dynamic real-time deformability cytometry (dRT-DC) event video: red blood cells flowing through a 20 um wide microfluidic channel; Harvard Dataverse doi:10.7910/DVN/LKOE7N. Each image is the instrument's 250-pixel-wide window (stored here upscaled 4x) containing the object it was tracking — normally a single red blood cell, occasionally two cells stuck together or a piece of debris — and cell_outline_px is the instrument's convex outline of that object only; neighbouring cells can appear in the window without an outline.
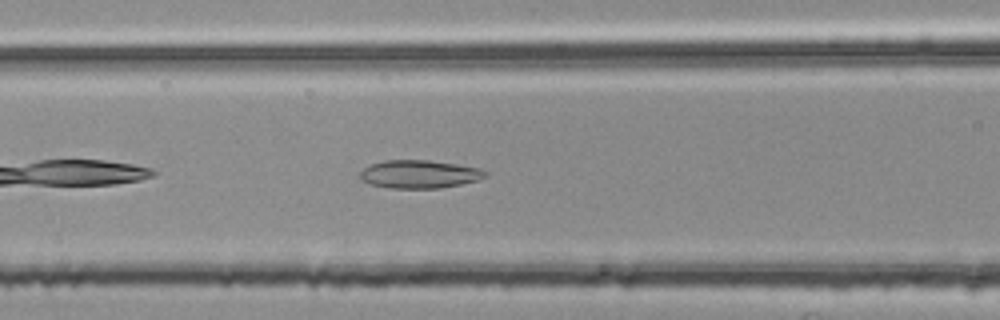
{"species": "common noctule bat (a hibernating species)", "species_latin": "Nyctalus noctula", "temperature_condition": "room temperature", "stored_images_in_passage": 31, "camera_frame_rate_fps": 3000, "um_per_image_px": 0.085, "animal": {"sex": "female", "body_mass_g": 25.1}, "frame": {"image": 1, "passage_image": 7, "time_ms": 2.0, "image_size_px": [1000, 320], "cell_outline_px": [[488, 176], [480, 180], [440, 188], [388, 188], [372, 184], [360, 180], [360, 172], [364, 168], [372, 164], [384, 160], [428, 160], [456, 164], [480, 168], [488, 172]], "centroid_in_image_um": [35.68, 14.8], "position_along_channel_um": 130.9, "area_um2": 20.58}}
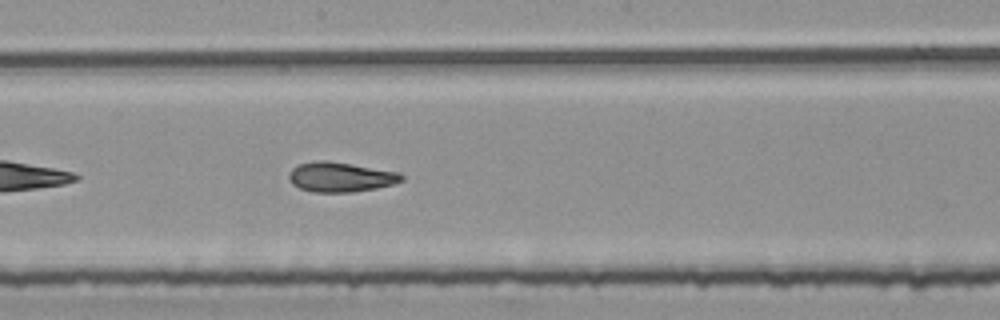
{"frame": {"image": 2, "passage_image": 14, "time_ms": 4.333, "image_size_px": [1000, 320], "cell_outline_px": [[404, 180], [392, 184], [376, 188], [352, 192], [312, 192], [300, 188], [292, 184], [288, 176], [288, 172], [292, 168], [300, 164], [316, 160], [324, 160], [352, 164], [400, 172], [404, 176]], "centroid_in_image_um": [28.94, 15.04], "position_along_channel_um": 219.3, "area_um2": 19.59}}
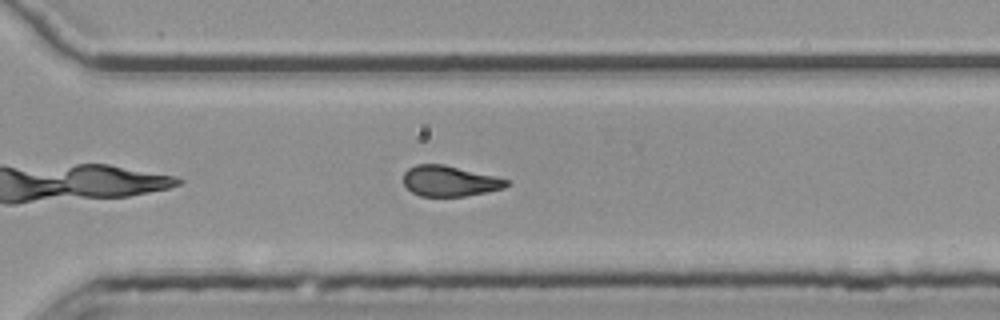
{"frame": {"image": 3, "passage_image": 23, "time_ms": 7.333, "image_size_px": [1000, 320], "cell_outline_px": [[508, 184], [504, 188], [464, 196], [420, 196], [412, 192], [404, 184], [404, 172], [408, 168], [416, 164], [444, 164], [496, 176], [508, 180]], "centroid_in_image_um": [38.2, 15.38], "position_along_channel_um": 332.4, "area_um2": 18.26}, "authors_computed_cell_mechanics": {"area_um2": 19.1318, "velocity_mm_per_s": 3.7873, "shape_relaxation_time_tau1_ms": null, "shape_relaxation_time_tau2_ms": 2.3668, "deformation_change_tau1": null, "deformation_change_tau2": 0.1029}}